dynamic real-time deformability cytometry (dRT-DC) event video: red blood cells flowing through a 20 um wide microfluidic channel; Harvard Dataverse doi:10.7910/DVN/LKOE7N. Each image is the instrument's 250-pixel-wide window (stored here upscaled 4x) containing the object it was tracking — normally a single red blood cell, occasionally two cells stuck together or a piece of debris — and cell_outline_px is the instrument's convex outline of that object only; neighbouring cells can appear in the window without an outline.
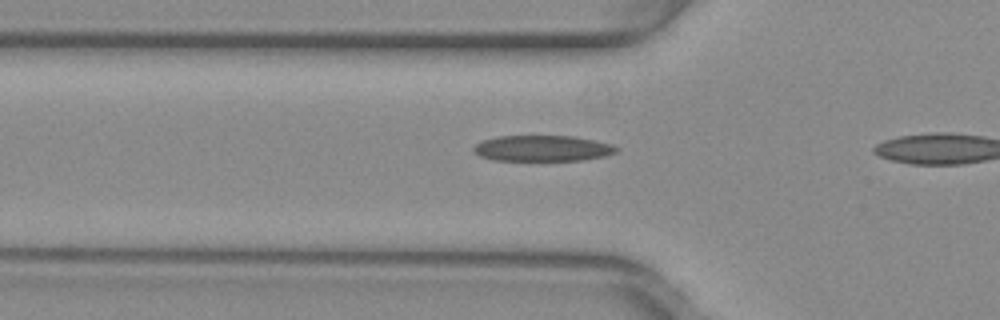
{"species": "common noctule bat (a hibernating species)", "species_latin": "Nyctalus noctula", "temperature_condition": "warm", "stored_images_in_passage": 4, "camera_frame_rate_fps": 3000, "um_per_image_px": 0.085, "animal": {"sex": "female", "body_mass_g": 29.2, "forearm_length_mm": 56.3}, "frame": {"image": 1, "passage_image": 3, "time_ms": 0.667, "image_size_px": [1000, 320], "cell_outline_px": [[620, 148], [616, 152], [604, 156], [584, 160], [492, 160], [480, 156], [472, 152], [472, 148], [476, 144], [484, 140], [500, 136], [572, 136], [612, 144]], "centroid_in_image_um": [46.1, 12.61], "position_along_channel_um": 79.7, "area_um2": 21.44}}